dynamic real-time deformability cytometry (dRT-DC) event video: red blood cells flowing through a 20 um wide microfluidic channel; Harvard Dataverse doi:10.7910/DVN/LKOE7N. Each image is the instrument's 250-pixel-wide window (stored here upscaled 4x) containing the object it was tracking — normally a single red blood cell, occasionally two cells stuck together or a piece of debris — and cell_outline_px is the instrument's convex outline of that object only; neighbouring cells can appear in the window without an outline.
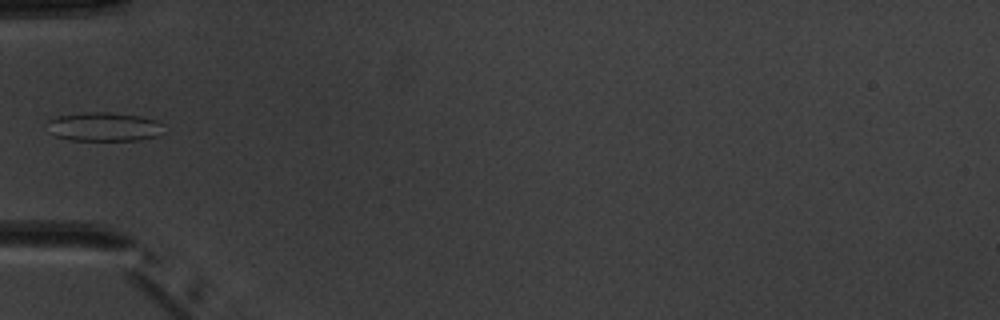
{"species": "common noctule bat (a hibernating species)", "species_latin": "Nyctalus noctula", "temperature_condition": "warm", "stored_images_in_passage": 6, "camera_frame_rate_fps": 3000, "um_per_image_px": 0.085, "animal": {"sex": "male", "body_mass_g": 20.1, "forearm_length_mm": 53.5}, "frame": {"image": 1, "passage_image": 6, "time_ms": 5.667, "image_size_px": [1000, 320], "cell_outline_px": [[168, 132], [156, 136], [136, 140], [72, 140], [56, 136], [48, 120], [60, 116], [88, 112], [108, 112], [140, 116], [156, 120]], "centroid_in_image_um": [8.96, 10.78], "position_along_channel_um": 76.0, "area_um2": 19.25}}